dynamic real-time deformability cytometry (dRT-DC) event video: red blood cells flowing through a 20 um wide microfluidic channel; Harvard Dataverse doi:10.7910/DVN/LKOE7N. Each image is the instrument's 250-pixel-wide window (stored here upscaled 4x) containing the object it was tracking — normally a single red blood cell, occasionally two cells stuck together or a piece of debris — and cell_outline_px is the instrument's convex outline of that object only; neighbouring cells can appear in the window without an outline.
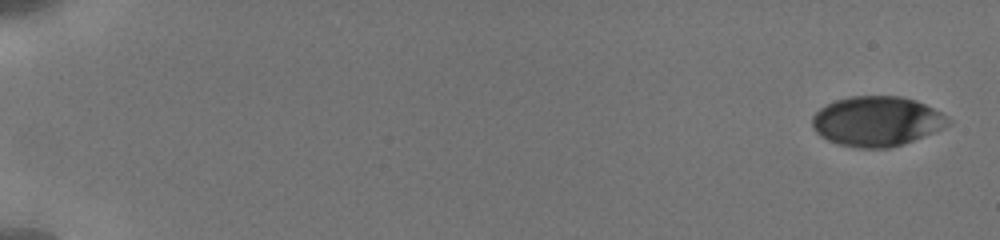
{"species": "human", "species_latin": "Homo sapiens", "temperature_condition": "cold", "stored_images_in_passage": 12, "camera_frame_rate_fps": 3000, "um_per_image_px": 0.085, "donor": {"sex": "male"}, "frame": {"image": 1, "passage_image": 1, "time_ms": 0.0, "image_size_px": [1000, 240], "cell_outline_px": [[952, 120], [944, 128], [904, 144], [888, 148], [856, 148], [840, 144], [828, 140], [820, 136], [812, 128], [812, 116], [820, 108], [836, 100], [848, 96], [900, 96], [916, 100], [940, 112]], "centroid_in_image_um": [74.52, 10.31], "position_along_channel_um": 10.5, "area_um2": 39.54}}
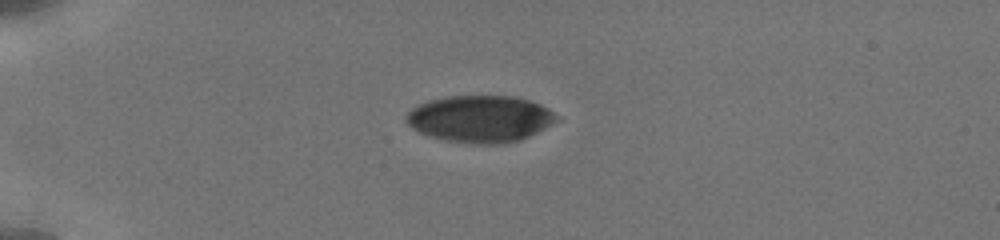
{"frame": {"image": 2, "passage_image": 9, "time_ms": 4.667, "image_size_px": [1000, 240], "cell_outline_px": [[560, 120], [520, 140], [504, 144], [468, 144], [448, 140], [432, 136], [420, 132], [412, 128], [408, 124], [408, 112], [412, 108], [428, 100], [448, 96], [512, 96], [528, 100], [540, 104], [548, 108], [560, 116]], "centroid_in_image_um": [40.87, 10.1], "position_along_channel_um": 44.1, "area_um2": 40.92}}
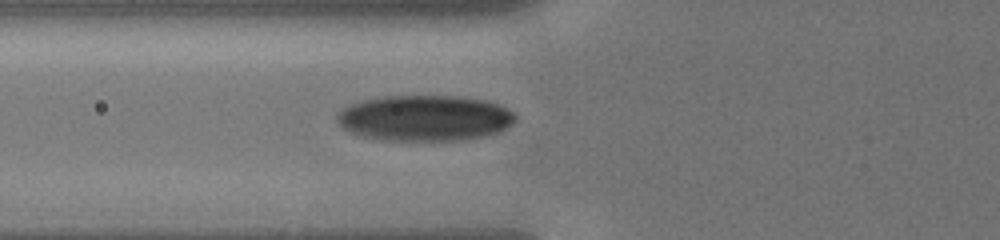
{"frame": {"image": 3, "passage_image": 12, "time_ms": 7.0, "image_size_px": [1000, 240], "cell_outline_px": [[516, 120], [512, 124], [500, 132], [488, 136], [464, 140], [380, 140], [348, 132], [340, 128], [336, 120], [336, 116], [344, 108], [352, 104], [364, 100], [384, 96], [460, 96], [488, 100], [500, 104], [516, 112]], "centroid_in_image_um": [36.16, 10.04], "position_along_channel_um": 89.6, "area_um2": 48.21}}